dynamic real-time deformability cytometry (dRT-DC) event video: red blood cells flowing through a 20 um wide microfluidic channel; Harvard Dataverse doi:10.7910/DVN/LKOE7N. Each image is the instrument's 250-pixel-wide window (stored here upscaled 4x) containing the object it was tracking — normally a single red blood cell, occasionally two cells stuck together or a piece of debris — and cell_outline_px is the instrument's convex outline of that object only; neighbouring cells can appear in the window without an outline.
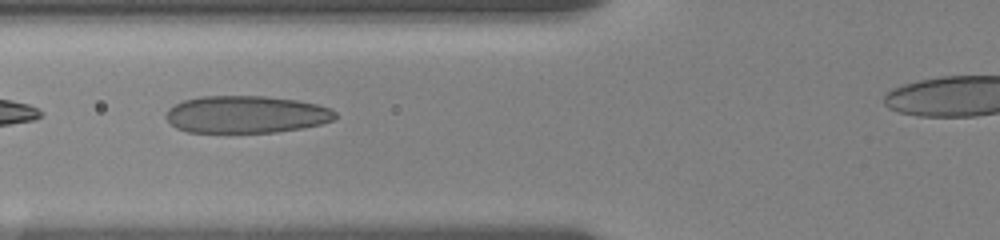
{"species": "human", "species_latin": "Homo sapiens", "temperature_condition": "room temperature", "stored_images_in_passage": 12, "camera_frame_rate_fps": 3000, "um_per_image_px": 0.085, "donor": {"sex": "female"}, "frame": {"image": 1, "passage_image": 7, "time_ms": 4.333, "image_size_px": [1000, 240], "cell_outline_px": [[336, 116], [332, 120], [320, 124], [300, 128], [276, 132], [188, 132], [176, 128], [164, 116], [168, 108], [184, 100], [200, 96], [264, 96], [296, 100], [316, 104], [328, 108], [336, 112]], "centroid_in_image_um": [20.88, 9.72], "position_along_channel_um": 104.9, "area_um2": 36.59}}
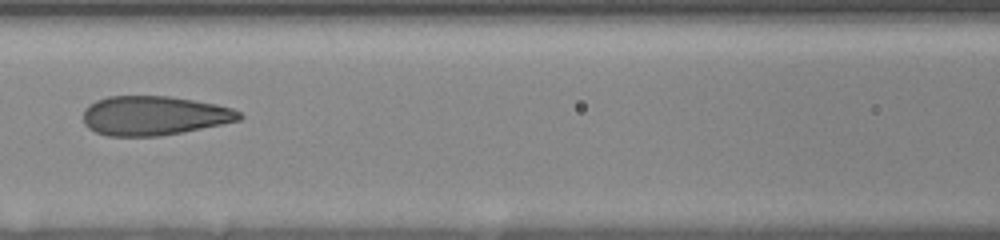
{"frame": {"image": 2, "passage_image": 9, "time_ms": 5.667, "image_size_px": [1000, 240], "cell_outline_px": [[244, 116], [240, 120], [160, 136], [108, 136], [96, 132], [88, 128], [84, 124], [84, 108], [88, 104], [96, 100], [108, 96], [168, 96], [216, 104], [232, 108], [240, 112]], "centroid_in_image_um": [13.06, 9.82], "position_along_channel_um": 153.5, "area_um2": 35.6}}